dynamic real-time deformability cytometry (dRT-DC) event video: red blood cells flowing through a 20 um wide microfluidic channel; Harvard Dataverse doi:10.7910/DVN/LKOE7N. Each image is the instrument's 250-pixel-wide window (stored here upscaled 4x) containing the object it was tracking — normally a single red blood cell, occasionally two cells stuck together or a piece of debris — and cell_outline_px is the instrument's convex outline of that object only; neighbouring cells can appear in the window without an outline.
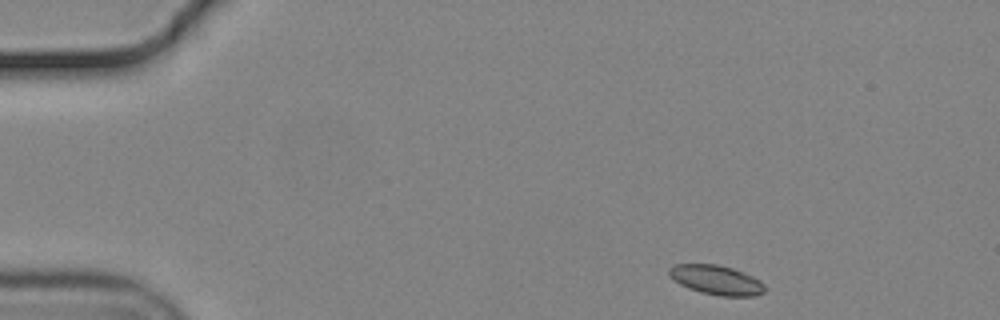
{"species": "common noctule bat (a hibernating species)", "species_latin": "Nyctalus noctula", "temperature_condition": "cold", "stored_images_in_passage": 49, "camera_frame_rate_fps": 3000, "um_per_image_px": 0.085, "animal": {"sex": "male", "body_mass_g": 19.2, "forearm_length_mm": 51.8}, "frame": {"image": 1, "passage_image": 1, "time_ms": 0.0, "image_size_px": [1000, 320], "cell_outline_px": [[764, 292], [756, 296], [720, 296], [700, 292], [688, 288], [680, 284], [668, 276], [668, 268], [672, 264], [716, 264], [732, 268], [744, 272], [760, 280], [764, 284]], "centroid_in_image_um": [60.86, 23.79], "position_along_channel_um": 24.1, "area_um2": 16.59}}
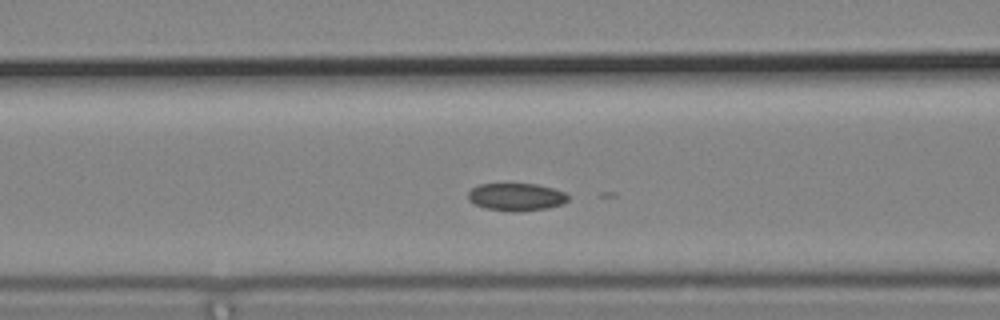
{"frame": {"image": 2, "passage_image": 16, "time_ms": 5.0, "image_size_px": [1000, 320], "cell_outline_px": [[568, 200], [564, 204], [548, 208], [516, 212], [484, 208], [468, 200], [468, 192], [472, 188], [480, 184], [536, 184], [552, 188], [564, 192], [568, 196]], "centroid_in_image_um": [43.89, 16.74], "position_along_channel_um": 122.7, "area_um2": 16.07}}
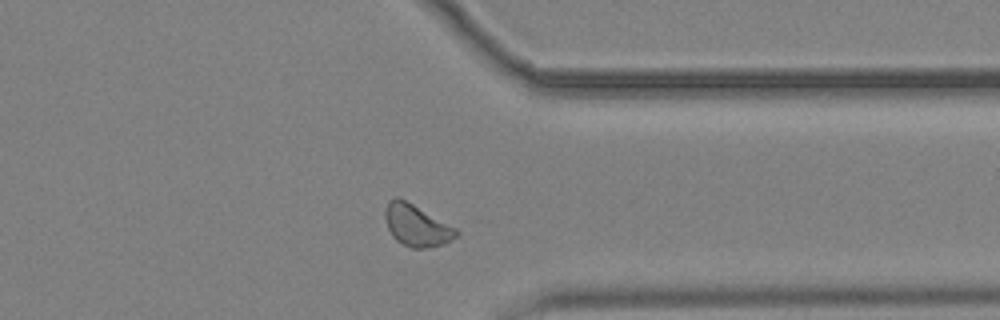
{"frame": {"image": 3, "passage_image": 37, "time_ms": 12.0, "image_size_px": [1000, 320], "cell_outline_px": [[460, 232], [456, 236], [444, 244], [424, 248], [412, 248], [396, 240], [392, 236], [388, 228], [384, 216], [384, 212], [388, 200], [396, 196], [412, 204], [456, 228]], "centroid_in_image_um": [35.38, 19.16], "position_along_channel_um": 376.0, "area_um2": 16.99}}